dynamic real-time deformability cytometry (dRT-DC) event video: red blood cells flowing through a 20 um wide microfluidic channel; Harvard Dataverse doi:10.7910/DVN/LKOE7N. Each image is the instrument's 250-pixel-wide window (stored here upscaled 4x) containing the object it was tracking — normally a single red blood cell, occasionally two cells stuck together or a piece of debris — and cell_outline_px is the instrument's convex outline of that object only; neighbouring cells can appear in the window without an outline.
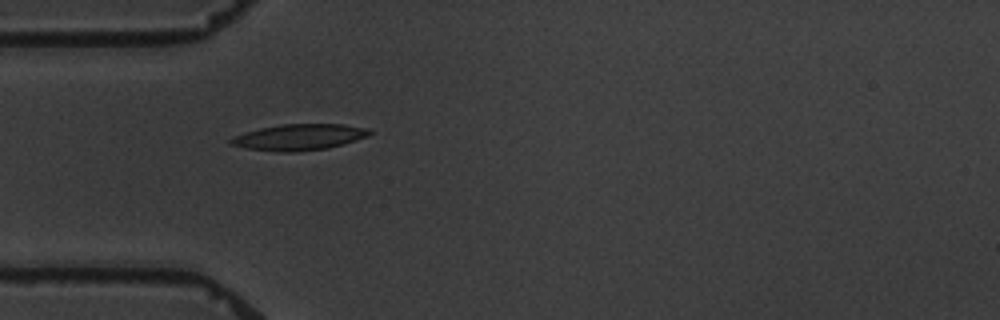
{"species": "common noctule bat (a hibernating species)", "species_latin": "Nyctalus noctula", "temperature_condition": "warm", "stored_images_in_passage": 5, "camera_frame_rate_fps": 3000, "um_per_image_px": 0.085, "animal": {"sex": "male", "body_mass_g": 19.5, "forearm_length_mm": 54.6}, "frame": {"image": 1, "passage_image": 4, "time_ms": 3.667, "image_size_px": [1000, 320], "cell_outline_px": [[372, 132], [368, 136], [328, 148], [296, 152], [280, 152], [248, 148], [228, 144], [228, 140], [244, 132], [260, 128], [284, 124], [340, 124], [368, 128]], "centroid_in_image_um": [25.41, 11.66], "position_along_channel_um": 59.6, "area_um2": 20.92}}
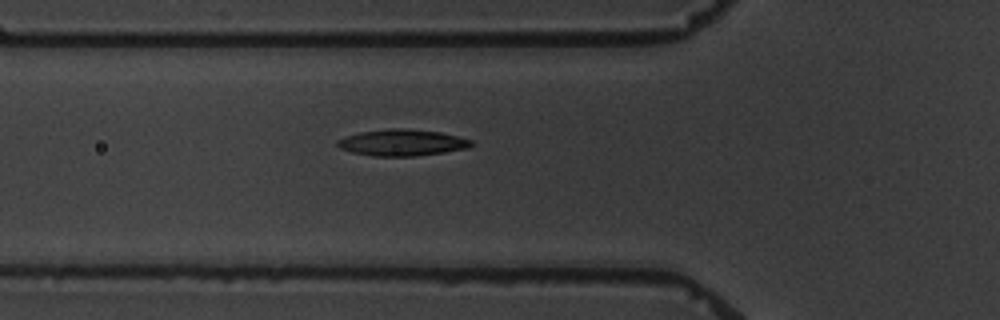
{"frame": {"image": 2, "passage_image": 5, "time_ms": 4.667, "image_size_px": [1000, 320], "cell_outline_px": [[472, 144], [468, 148], [444, 152], [416, 156], [372, 156], [352, 152], [340, 148], [336, 144], [336, 140], [344, 136], [360, 132], [388, 128], [408, 128], [440, 132], [472, 140]], "centroid_in_image_um": [34.14, 12.11], "position_along_channel_um": 91.7, "area_um2": 20.69}}